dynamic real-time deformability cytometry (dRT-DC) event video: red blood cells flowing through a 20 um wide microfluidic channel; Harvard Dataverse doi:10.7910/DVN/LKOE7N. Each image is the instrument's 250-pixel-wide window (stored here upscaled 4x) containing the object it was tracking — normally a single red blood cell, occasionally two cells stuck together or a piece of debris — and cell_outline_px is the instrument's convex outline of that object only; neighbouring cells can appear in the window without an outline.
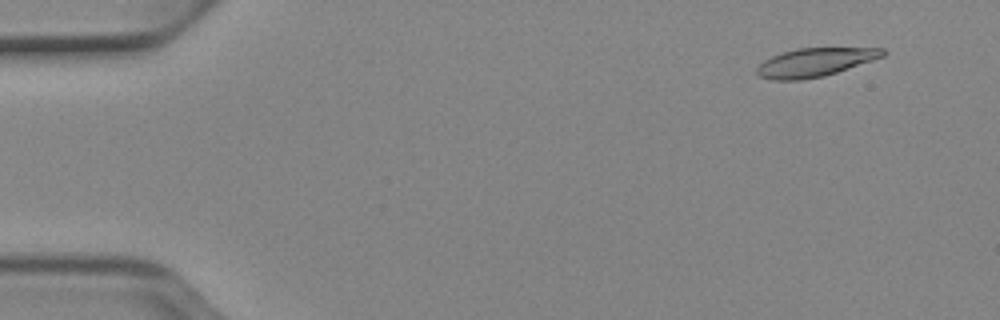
{"species": "Egyptian fruit bat (a non-hibernating species)", "species_latin": "Rousettus aegyptiacus", "temperature_condition": "cold", "stored_images_in_passage": 13, "camera_frame_rate_fps": 3000, "um_per_image_px": 0.085, "animal": {"sex": "female"}, "frame": {"image": 1, "passage_image": 4, "time_ms": 1.0, "image_size_px": [1000, 320], "cell_outline_px": [[888, 52], [884, 56], [824, 76], [800, 80], [772, 80], [760, 76], [756, 72], [756, 68], [764, 60], [772, 56], [796, 48], [884, 48]], "centroid_in_image_um": [69.26, 5.29], "position_along_channel_um": 15.7, "area_um2": 20.75}}